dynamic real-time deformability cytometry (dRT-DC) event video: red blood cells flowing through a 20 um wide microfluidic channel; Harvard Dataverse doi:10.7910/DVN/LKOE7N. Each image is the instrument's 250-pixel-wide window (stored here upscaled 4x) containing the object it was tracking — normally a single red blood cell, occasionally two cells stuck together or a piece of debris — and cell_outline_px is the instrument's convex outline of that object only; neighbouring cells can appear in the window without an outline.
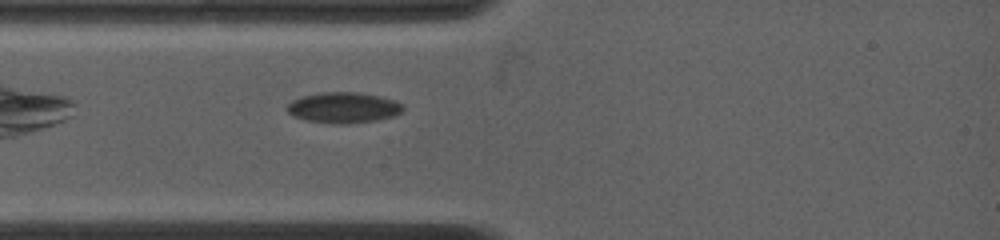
{"species": "common noctule bat (a hibernating species)", "species_latin": "Nyctalus noctula", "temperature_condition": "warm", "stored_images_in_passage": 43, "camera_frame_rate_fps": 4500, "um_per_image_px": 0.085, "animal": {"sex": "female", "body_mass_g": 19.0, "forearm_length_mm": 53.3}, "frame": {"image": 1, "passage_image": 2, "time_ms": 0.444, "image_size_px": [1000, 240], "cell_outline_px": [[404, 108], [400, 112], [392, 116], [376, 120], [348, 124], [336, 124], [304, 120], [292, 116], [284, 108], [292, 100], [300, 96], [320, 92], [356, 92], [380, 96], [396, 100]], "centroid_in_image_um": [29.13, 9.14], "position_along_channel_um": 55.9, "area_um2": 20.92}}
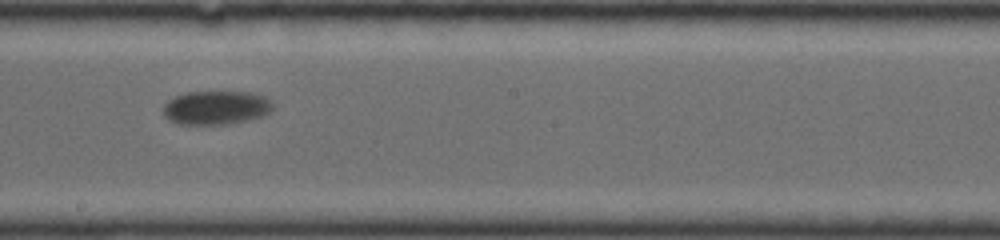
{"frame": {"image": 2, "passage_image": 21, "time_ms": 5.333, "image_size_px": [1000, 240], "cell_outline_px": [[272, 108], [268, 112], [260, 116], [228, 124], [180, 124], [168, 120], [164, 116], [164, 104], [168, 100], [176, 96], [188, 92], [252, 92], [264, 96], [272, 104]], "centroid_in_image_um": [18.32, 9.14], "position_along_channel_um": 229.9, "area_um2": 21.27}}
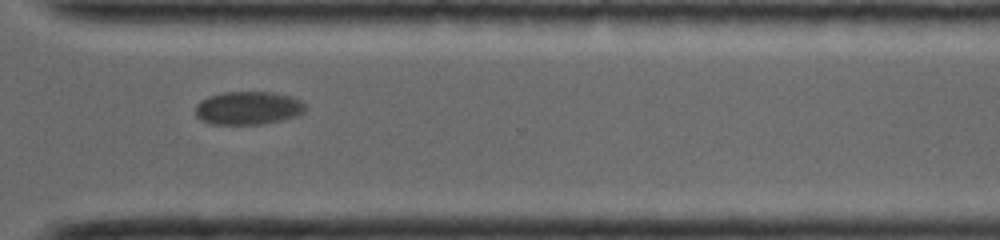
{"frame": {"image": 3, "passage_image": 34, "time_ms": 8.667, "image_size_px": [1000, 240], "cell_outline_px": [[304, 112], [296, 116], [280, 120], [260, 124], [212, 124], [196, 116], [196, 104], [200, 100], [208, 96], [224, 92], [276, 92], [292, 96], [300, 100], [304, 104]], "centroid_in_image_um": [21.09, 9.17], "position_along_channel_um": 349.5, "area_um2": 21.21}, "authors_computed_cell_mechanics": {"area_um2": 21.5594, "velocity_mm_per_s": 3.5632, "shape_relaxation_time_tau1_ms": 1.3303, "shape_relaxation_time_tau2_ms": null, "deformation_change_tau1": 0.0315, "deformation_change_tau2": null}}